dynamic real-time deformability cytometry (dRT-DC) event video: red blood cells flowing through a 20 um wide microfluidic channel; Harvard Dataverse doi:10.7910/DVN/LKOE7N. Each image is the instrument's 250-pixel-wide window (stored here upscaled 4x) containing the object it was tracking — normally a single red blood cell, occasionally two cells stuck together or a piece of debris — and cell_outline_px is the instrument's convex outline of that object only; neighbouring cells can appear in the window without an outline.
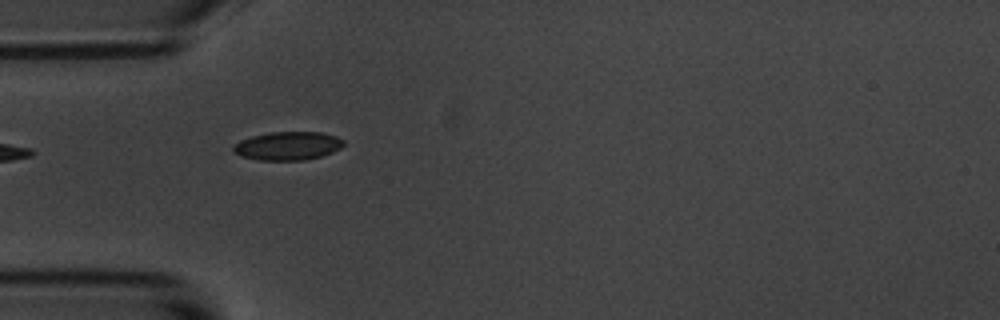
{"species": "common noctule bat (a hibernating species)", "species_latin": "Nyctalus noctula", "temperature_condition": "room temperature", "stored_images_in_passage": 6, "camera_frame_rate_fps": 3000, "um_per_image_px": 0.085, "animal": {"sex": "male", "body_mass_g": 20.1, "forearm_length_mm": 53.5}, "frame": {"image": 1, "passage_image": 4, "time_ms": 3.667, "image_size_px": [1000, 320], "cell_outline_px": [[344, 144], [340, 148], [332, 152], [320, 156], [304, 160], [260, 160], [240, 156], [232, 152], [232, 148], [240, 140], [252, 136], [268, 132], [320, 132], [336, 136], [344, 140]], "centroid_in_image_um": [24.44, 12.39], "position_along_channel_um": 60.6, "area_um2": 18.26}}
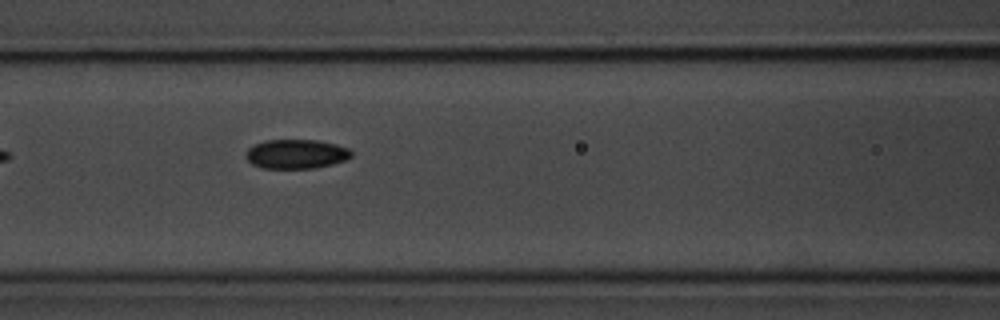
{"frame": {"image": 2, "passage_image": 6, "time_ms": 6.0, "image_size_px": [1000, 320], "cell_outline_px": [[352, 156], [344, 160], [332, 164], [316, 168], [260, 168], [252, 164], [244, 156], [248, 148], [264, 140], [316, 140], [336, 144], [348, 148], [352, 152]], "centroid_in_image_um": [25.16, 13.09], "position_along_channel_um": 141.4, "area_um2": 18.03}}